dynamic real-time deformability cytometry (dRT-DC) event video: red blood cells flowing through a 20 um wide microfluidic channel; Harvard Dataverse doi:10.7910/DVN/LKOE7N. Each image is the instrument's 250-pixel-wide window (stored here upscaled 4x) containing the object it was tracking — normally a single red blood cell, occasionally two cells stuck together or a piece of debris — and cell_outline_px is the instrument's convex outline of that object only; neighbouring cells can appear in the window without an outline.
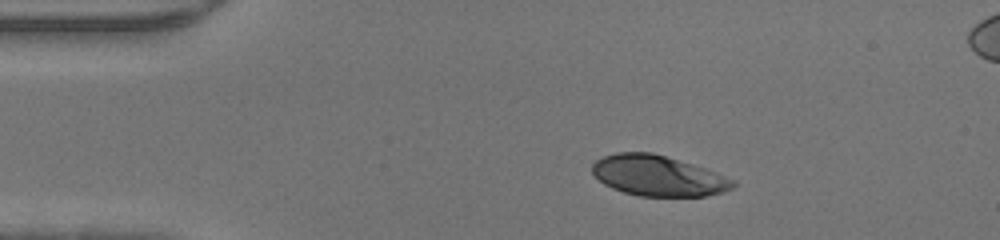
{"species": "human", "species_latin": "Homo sapiens", "temperature_condition": "warm", "stored_images_in_passage": 39, "camera_frame_rate_fps": 3000, "um_per_image_px": 0.085, "donor": {"sex": "male"}, "frame": {"image": 1, "passage_image": 1, "time_ms": 0.0, "image_size_px": [1000, 240], "cell_outline_px": [[736, 184], [732, 188], [720, 192], [704, 196], [640, 196], [624, 192], [612, 188], [604, 184], [592, 172], [592, 164], [596, 160], [604, 156], [616, 152], [652, 152], [692, 164], [716, 172], [736, 180]], "centroid_in_image_um": [55.93, 14.93], "position_along_channel_um": 29.1, "area_um2": 33.06}}
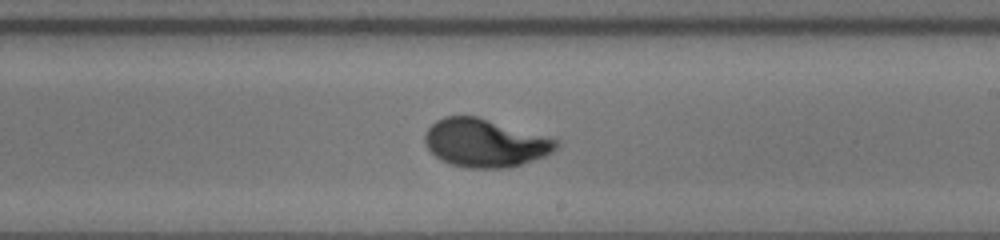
{"frame": {"image": 2, "passage_image": 20, "time_ms": 6.333, "image_size_px": [1000, 240], "cell_outline_px": [[560, 144], [552, 152], [544, 156], [508, 168], [468, 168], [452, 164], [440, 160], [424, 144], [424, 132], [436, 120], [444, 116], [476, 116], [560, 140]], "centroid_in_image_um": [41.2, 12.15], "position_along_channel_um": 247.8, "area_um2": 36.7}}
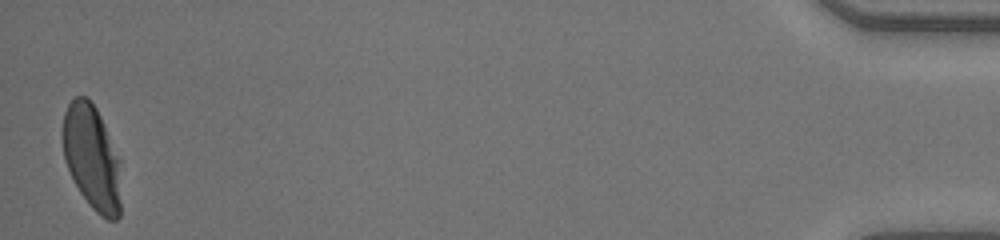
{"frame": {"image": 3, "passage_image": 39, "time_ms": 12.667, "image_size_px": [1000, 240], "cell_outline_px": [[120, 216], [116, 220], [108, 220], [100, 216], [88, 204], [80, 192], [64, 160], [60, 136], [60, 132], [64, 112], [68, 104], [76, 96], [84, 96], [96, 108], [100, 116], [120, 160]], "centroid_in_image_um": [7.78, 13.4], "position_along_channel_um": 427.4, "area_um2": 35.89}}